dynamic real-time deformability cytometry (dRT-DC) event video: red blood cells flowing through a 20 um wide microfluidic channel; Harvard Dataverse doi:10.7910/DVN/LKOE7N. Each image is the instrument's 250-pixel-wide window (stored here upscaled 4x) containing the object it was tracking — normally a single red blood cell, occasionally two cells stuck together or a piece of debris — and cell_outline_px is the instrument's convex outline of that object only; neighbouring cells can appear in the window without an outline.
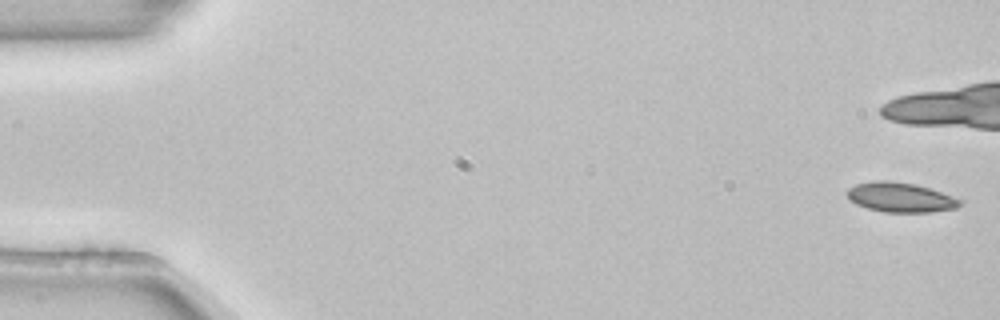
{"species": "common noctule bat (a hibernating species)", "species_latin": "Nyctalus noctula", "temperature_condition": "room temperature", "stored_images_in_passage": 54, "camera_frame_rate_fps": 3000, "um_per_image_px": 0.085, "animal": {"sex": "female", "body_mass_g": 22.7, "forearm_length_mm": 54.2}, "frame": {"image": 1, "passage_image": 1, "time_ms": 0.0, "image_size_px": [1000, 320], "cell_outline_px": [[964, 200], [956, 208], [932, 212], [884, 212], [868, 208], [856, 204], [848, 196], [848, 188], [856, 184], [876, 180], [888, 180], [916, 184]], "centroid_in_image_um": [76.55, 16.77], "position_along_channel_um": 8.4, "area_um2": 19.36}}